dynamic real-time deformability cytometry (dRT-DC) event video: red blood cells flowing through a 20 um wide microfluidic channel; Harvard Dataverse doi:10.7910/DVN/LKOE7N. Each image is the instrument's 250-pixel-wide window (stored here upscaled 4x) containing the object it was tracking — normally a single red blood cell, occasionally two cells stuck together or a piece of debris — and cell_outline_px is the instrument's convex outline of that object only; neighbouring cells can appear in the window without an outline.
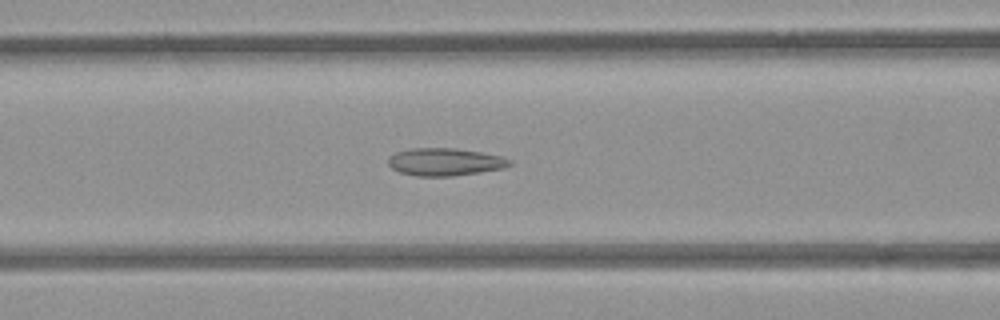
{"species": "common noctule bat (a hibernating species)", "species_latin": "Nyctalus noctula", "temperature_condition": "room temperature", "stored_images_in_passage": 44, "camera_frame_rate_fps": 3000, "um_per_image_px": 0.085, "animal": {"sex": "female", "body_mass_g": 21.9}, "frame": {"image": 1, "passage_image": 19, "time_ms": 6.0, "image_size_px": [1000, 320], "cell_outline_px": [[512, 164], [504, 168], [452, 176], [416, 176], [400, 172], [392, 168], [388, 164], [388, 156], [396, 152], [412, 148], [452, 148], [480, 152], [500, 156], [512, 160]], "centroid_in_image_um": [37.8, 13.76], "position_along_channel_um": 128.8, "area_um2": 19.42}}
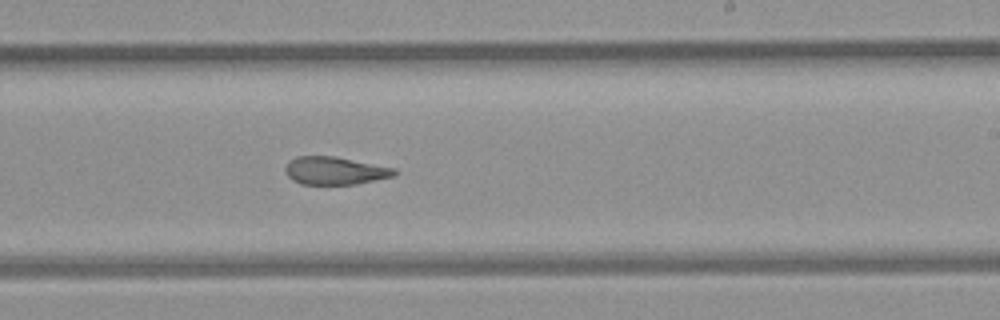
{"frame": {"image": 2, "passage_image": 29, "time_ms": 9.333, "image_size_px": [1000, 320], "cell_outline_px": [[396, 172], [392, 176], [356, 184], [300, 184], [292, 180], [288, 176], [284, 168], [288, 160], [296, 156], [332, 156], [396, 168]], "centroid_in_image_um": [28.4, 14.5], "position_along_channel_um": 260.6, "area_um2": 17.57}}
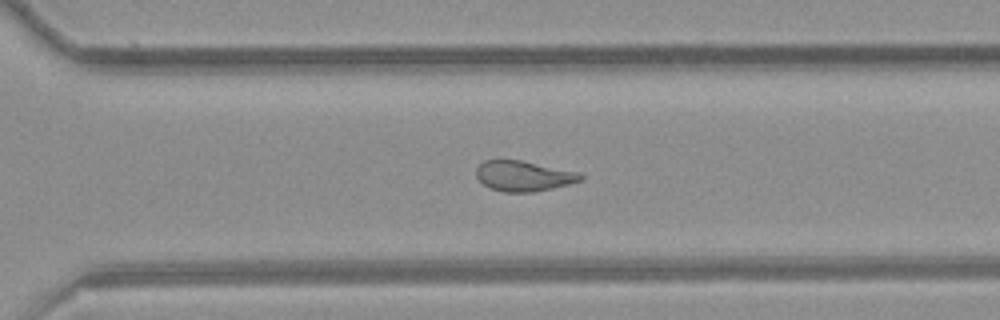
{"frame": {"image": 3, "passage_image": 34, "time_ms": 11.0, "image_size_px": [1000, 320], "cell_outline_px": [[584, 180], [552, 188], [532, 192], [504, 192], [492, 188], [484, 184], [476, 176], [476, 168], [484, 160], [520, 160], [576, 172], [584, 176]], "centroid_in_image_um": [44.49, 14.96], "position_along_channel_um": 326.1, "area_um2": 18.15}, "authors_computed_cell_mechanics": {"area_um2": 19.7965, "velocity_mm_per_s": 3.9546, "shape_relaxation_time_tau1_ms": null, "shape_relaxation_time_tau2_ms": 2.1037, "deformation_change_tau1": null, "deformation_change_tau2": 0.1028}}